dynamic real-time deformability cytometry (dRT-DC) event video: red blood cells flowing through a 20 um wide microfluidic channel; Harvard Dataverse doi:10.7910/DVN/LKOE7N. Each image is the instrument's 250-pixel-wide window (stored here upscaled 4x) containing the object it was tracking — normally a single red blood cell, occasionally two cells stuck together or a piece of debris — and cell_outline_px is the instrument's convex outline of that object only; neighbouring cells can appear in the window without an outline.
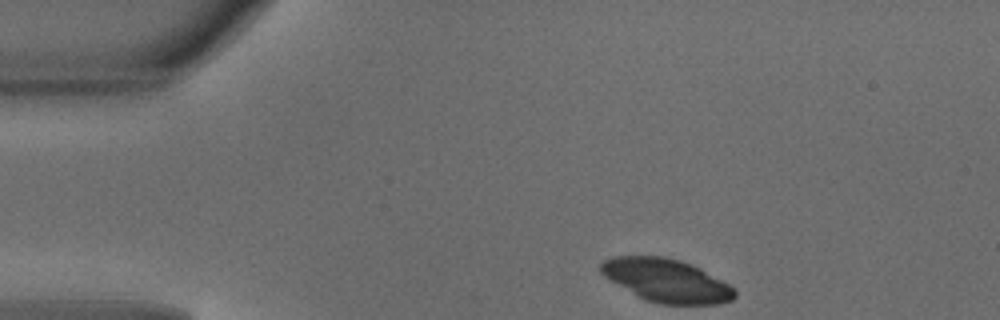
{"species": "common noctule bat (a hibernating species)", "species_latin": "Nyctalus noctula", "temperature_condition": "warm", "stored_images_in_passage": 41, "camera_frame_rate_fps": 3000, "um_per_image_px": 0.085, "animal": {"sex": "male", "body_mass_g": 18.8}, "frame": {"image": 1, "passage_image": 1, "time_ms": 0.0, "image_size_px": [1000, 320], "cell_outline_px": [[736, 296], [732, 300], [720, 304], [660, 304], [644, 300], [636, 296], [604, 276], [600, 272], [600, 264], [604, 260], [612, 256], [664, 256], [680, 260], [700, 268], [736, 288]], "centroid_in_image_um": [56.65, 23.84], "position_along_channel_um": 28.3, "area_um2": 33.81}}